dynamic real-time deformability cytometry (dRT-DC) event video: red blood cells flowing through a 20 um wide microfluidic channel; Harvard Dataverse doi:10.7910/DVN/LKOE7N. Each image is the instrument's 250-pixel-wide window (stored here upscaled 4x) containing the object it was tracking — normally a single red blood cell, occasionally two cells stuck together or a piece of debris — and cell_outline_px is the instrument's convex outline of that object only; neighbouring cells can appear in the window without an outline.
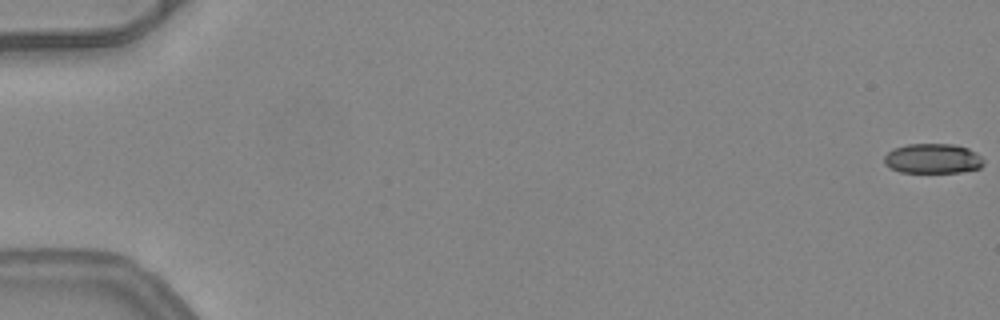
{"species": "common noctule bat (a hibernating species)", "species_latin": "Nyctalus noctula", "temperature_condition": "warm", "stored_images_in_passage": 52, "camera_frame_rate_fps": 3000, "um_per_image_px": 0.085, "animal": {"sex": "female", "body_mass_g": 24.6, "forearm_length_mm": 56.2}, "frame": {"image": 1, "passage_image": 1, "time_ms": 0.0, "image_size_px": [1000, 320], "cell_outline_px": [[984, 164], [980, 168], [960, 172], [900, 172], [888, 168], [884, 164], [884, 156], [892, 148], [908, 144], [952, 144], [968, 148], [976, 152], [984, 160]], "centroid_in_image_um": [79.26, 13.48], "position_along_channel_um": 5.7, "area_um2": 17.46}}
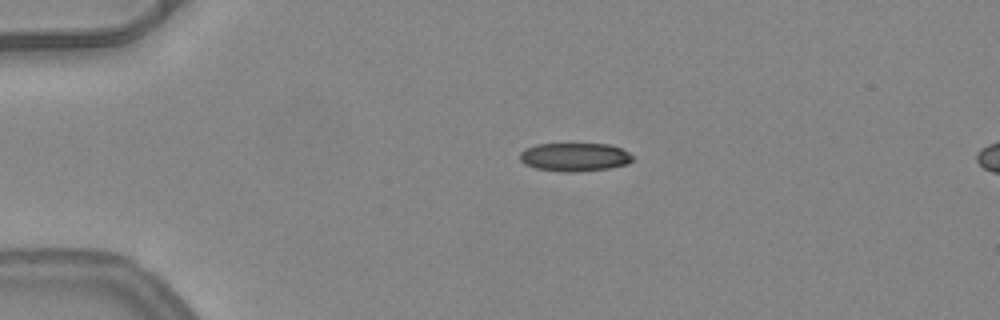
{"frame": {"image": 2, "passage_image": 13, "time_ms": 4.0, "image_size_px": [1000, 320], "cell_outline_px": [[632, 160], [628, 164], [608, 168], [576, 172], [564, 172], [536, 168], [524, 164], [520, 160], [520, 152], [524, 148], [536, 144], [572, 140], [608, 144], [620, 148], [628, 152], [632, 156]], "centroid_in_image_um": [48.8, 13.28], "position_along_channel_um": 36.2, "area_um2": 19.71}, "authors_computed_cell_mechanics": {"area_um2": 19.2763, "velocity_mm_per_s": 4.0996, "shape_relaxation_time_tau1_ms": null, "shape_relaxation_time_tau2_ms": 1.4246, "deformation_change_tau1": null, "deformation_change_tau2": 0.0997}}